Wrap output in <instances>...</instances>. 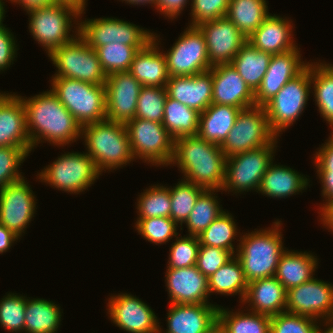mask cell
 <instances>
[{"label":"cell","mask_w":333,"mask_h":333,"mask_svg":"<svg viewBox=\"0 0 333 333\" xmlns=\"http://www.w3.org/2000/svg\"><path fill=\"white\" fill-rule=\"evenodd\" d=\"M315 152L314 165L317 175H333V132Z\"/></svg>","instance_id":"obj_53"},{"label":"cell","mask_w":333,"mask_h":333,"mask_svg":"<svg viewBox=\"0 0 333 333\" xmlns=\"http://www.w3.org/2000/svg\"><path fill=\"white\" fill-rule=\"evenodd\" d=\"M233 256L234 255L228 250L200 245L196 267L208 278Z\"/></svg>","instance_id":"obj_51"},{"label":"cell","mask_w":333,"mask_h":333,"mask_svg":"<svg viewBox=\"0 0 333 333\" xmlns=\"http://www.w3.org/2000/svg\"><path fill=\"white\" fill-rule=\"evenodd\" d=\"M237 227L233 215L224 211L198 236L200 245L219 247L235 255L239 248L233 243L239 237Z\"/></svg>","instance_id":"obj_39"},{"label":"cell","mask_w":333,"mask_h":333,"mask_svg":"<svg viewBox=\"0 0 333 333\" xmlns=\"http://www.w3.org/2000/svg\"><path fill=\"white\" fill-rule=\"evenodd\" d=\"M316 63V64H315ZM311 87L320 116L333 129V66L331 63H310ZM314 91V92H313ZM333 132V131H332Z\"/></svg>","instance_id":"obj_33"},{"label":"cell","mask_w":333,"mask_h":333,"mask_svg":"<svg viewBox=\"0 0 333 333\" xmlns=\"http://www.w3.org/2000/svg\"><path fill=\"white\" fill-rule=\"evenodd\" d=\"M167 96L166 87L142 86L135 118L162 123Z\"/></svg>","instance_id":"obj_45"},{"label":"cell","mask_w":333,"mask_h":333,"mask_svg":"<svg viewBox=\"0 0 333 333\" xmlns=\"http://www.w3.org/2000/svg\"><path fill=\"white\" fill-rule=\"evenodd\" d=\"M169 248L167 268H186L196 265L200 248L198 236H177Z\"/></svg>","instance_id":"obj_48"},{"label":"cell","mask_w":333,"mask_h":333,"mask_svg":"<svg viewBox=\"0 0 333 333\" xmlns=\"http://www.w3.org/2000/svg\"><path fill=\"white\" fill-rule=\"evenodd\" d=\"M10 29L0 28V72H4L17 58L18 45Z\"/></svg>","instance_id":"obj_52"},{"label":"cell","mask_w":333,"mask_h":333,"mask_svg":"<svg viewBox=\"0 0 333 333\" xmlns=\"http://www.w3.org/2000/svg\"><path fill=\"white\" fill-rule=\"evenodd\" d=\"M321 183L323 203L333 201V175H317ZM325 201V202H324Z\"/></svg>","instance_id":"obj_58"},{"label":"cell","mask_w":333,"mask_h":333,"mask_svg":"<svg viewBox=\"0 0 333 333\" xmlns=\"http://www.w3.org/2000/svg\"><path fill=\"white\" fill-rule=\"evenodd\" d=\"M318 260L310 251L286 249L280 257L275 277L287 291L311 280L319 266Z\"/></svg>","instance_id":"obj_30"},{"label":"cell","mask_w":333,"mask_h":333,"mask_svg":"<svg viewBox=\"0 0 333 333\" xmlns=\"http://www.w3.org/2000/svg\"><path fill=\"white\" fill-rule=\"evenodd\" d=\"M144 47L120 43L106 44L97 47L95 50L104 72L109 75L114 72L129 71L135 54Z\"/></svg>","instance_id":"obj_43"},{"label":"cell","mask_w":333,"mask_h":333,"mask_svg":"<svg viewBox=\"0 0 333 333\" xmlns=\"http://www.w3.org/2000/svg\"><path fill=\"white\" fill-rule=\"evenodd\" d=\"M271 13L247 39L255 48L271 55L289 52L298 47L293 37V21Z\"/></svg>","instance_id":"obj_26"},{"label":"cell","mask_w":333,"mask_h":333,"mask_svg":"<svg viewBox=\"0 0 333 333\" xmlns=\"http://www.w3.org/2000/svg\"><path fill=\"white\" fill-rule=\"evenodd\" d=\"M11 93L0 92V147L32 149L25 106L18 94Z\"/></svg>","instance_id":"obj_23"},{"label":"cell","mask_w":333,"mask_h":333,"mask_svg":"<svg viewBox=\"0 0 333 333\" xmlns=\"http://www.w3.org/2000/svg\"><path fill=\"white\" fill-rule=\"evenodd\" d=\"M175 185L173 188L169 187L171 198L170 218L182 227L205 188L184 179H181Z\"/></svg>","instance_id":"obj_41"},{"label":"cell","mask_w":333,"mask_h":333,"mask_svg":"<svg viewBox=\"0 0 333 333\" xmlns=\"http://www.w3.org/2000/svg\"><path fill=\"white\" fill-rule=\"evenodd\" d=\"M37 199L24 178L0 189V224L21 237L35 216Z\"/></svg>","instance_id":"obj_17"},{"label":"cell","mask_w":333,"mask_h":333,"mask_svg":"<svg viewBox=\"0 0 333 333\" xmlns=\"http://www.w3.org/2000/svg\"><path fill=\"white\" fill-rule=\"evenodd\" d=\"M199 116L197 110L167 96L162 124L174 139L197 135Z\"/></svg>","instance_id":"obj_37"},{"label":"cell","mask_w":333,"mask_h":333,"mask_svg":"<svg viewBox=\"0 0 333 333\" xmlns=\"http://www.w3.org/2000/svg\"><path fill=\"white\" fill-rule=\"evenodd\" d=\"M51 91L81 125L106 119L105 85L52 77Z\"/></svg>","instance_id":"obj_6"},{"label":"cell","mask_w":333,"mask_h":333,"mask_svg":"<svg viewBox=\"0 0 333 333\" xmlns=\"http://www.w3.org/2000/svg\"><path fill=\"white\" fill-rule=\"evenodd\" d=\"M198 27L206 39L211 67L231 64L248 39L227 17L203 22Z\"/></svg>","instance_id":"obj_19"},{"label":"cell","mask_w":333,"mask_h":333,"mask_svg":"<svg viewBox=\"0 0 333 333\" xmlns=\"http://www.w3.org/2000/svg\"><path fill=\"white\" fill-rule=\"evenodd\" d=\"M120 1H125L126 4H130V5H146L149 4L150 6L155 7V1L156 0H120Z\"/></svg>","instance_id":"obj_62"},{"label":"cell","mask_w":333,"mask_h":333,"mask_svg":"<svg viewBox=\"0 0 333 333\" xmlns=\"http://www.w3.org/2000/svg\"><path fill=\"white\" fill-rule=\"evenodd\" d=\"M309 178L285 165L274 164L267 168L257 193L270 198H288L302 193L309 185Z\"/></svg>","instance_id":"obj_29"},{"label":"cell","mask_w":333,"mask_h":333,"mask_svg":"<svg viewBox=\"0 0 333 333\" xmlns=\"http://www.w3.org/2000/svg\"><path fill=\"white\" fill-rule=\"evenodd\" d=\"M266 0H229L226 17L248 38L270 14Z\"/></svg>","instance_id":"obj_36"},{"label":"cell","mask_w":333,"mask_h":333,"mask_svg":"<svg viewBox=\"0 0 333 333\" xmlns=\"http://www.w3.org/2000/svg\"><path fill=\"white\" fill-rule=\"evenodd\" d=\"M20 239L13 231L0 224V254L10 250L14 242Z\"/></svg>","instance_id":"obj_56"},{"label":"cell","mask_w":333,"mask_h":333,"mask_svg":"<svg viewBox=\"0 0 333 333\" xmlns=\"http://www.w3.org/2000/svg\"><path fill=\"white\" fill-rule=\"evenodd\" d=\"M321 206L318 208L320 210L319 216L321 220V224H323L324 227H327L326 229L331 231L333 234V201H329L323 204H320Z\"/></svg>","instance_id":"obj_55"},{"label":"cell","mask_w":333,"mask_h":333,"mask_svg":"<svg viewBox=\"0 0 333 333\" xmlns=\"http://www.w3.org/2000/svg\"><path fill=\"white\" fill-rule=\"evenodd\" d=\"M271 56L270 53L258 50L247 41L235 55L231 64L250 89L255 92L267 72Z\"/></svg>","instance_id":"obj_34"},{"label":"cell","mask_w":333,"mask_h":333,"mask_svg":"<svg viewBox=\"0 0 333 333\" xmlns=\"http://www.w3.org/2000/svg\"><path fill=\"white\" fill-rule=\"evenodd\" d=\"M277 136L270 130L265 108L252 106L240 110L227 138L220 145L226 158L270 145Z\"/></svg>","instance_id":"obj_13"},{"label":"cell","mask_w":333,"mask_h":333,"mask_svg":"<svg viewBox=\"0 0 333 333\" xmlns=\"http://www.w3.org/2000/svg\"><path fill=\"white\" fill-rule=\"evenodd\" d=\"M166 291L170 304H212L208 300V278L196 265L186 268H167Z\"/></svg>","instance_id":"obj_21"},{"label":"cell","mask_w":333,"mask_h":333,"mask_svg":"<svg viewBox=\"0 0 333 333\" xmlns=\"http://www.w3.org/2000/svg\"><path fill=\"white\" fill-rule=\"evenodd\" d=\"M310 62L269 100L265 108L270 130L279 138L304 112L311 91Z\"/></svg>","instance_id":"obj_9"},{"label":"cell","mask_w":333,"mask_h":333,"mask_svg":"<svg viewBox=\"0 0 333 333\" xmlns=\"http://www.w3.org/2000/svg\"><path fill=\"white\" fill-rule=\"evenodd\" d=\"M216 192L218 189H205L198 197L193 210L184 223L187 227V235L199 236L224 210Z\"/></svg>","instance_id":"obj_38"},{"label":"cell","mask_w":333,"mask_h":333,"mask_svg":"<svg viewBox=\"0 0 333 333\" xmlns=\"http://www.w3.org/2000/svg\"><path fill=\"white\" fill-rule=\"evenodd\" d=\"M212 103L242 109L255 106L254 92L232 64L212 67Z\"/></svg>","instance_id":"obj_22"},{"label":"cell","mask_w":333,"mask_h":333,"mask_svg":"<svg viewBox=\"0 0 333 333\" xmlns=\"http://www.w3.org/2000/svg\"><path fill=\"white\" fill-rule=\"evenodd\" d=\"M62 313L60 306L53 301L27 297L25 333H57Z\"/></svg>","instance_id":"obj_32"},{"label":"cell","mask_w":333,"mask_h":333,"mask_svg":"<svg viewBox=\"0 0 333 333\" xmlns=\"http://www.w3.org/2000/svg\"><path fill=\"white\" fill-rule=\"evenodd\" d=\"M48 57L56 67L52 77H66L95 85L106 83L107 75L96 50L79 35L71 42L52 50Z\"/></svg>","instance_id":"obj_10"},{"label":"cell","mask_w":333,"mask_h":333,"mask_svg":"<svg viewBox=\"0 0 333 333\" xmlns=\"http://www.w3.org/2000/svg\"><path fill=\"white\" fill-rule=\"evenodd\" d=\"M158 37L160 35L153 33L152 40L135 54L129 68V72L142 86L166 87L170 78Z\"/></svg>","instance_id":"obj_27"},{"label":"cell","mask_w":333,"mask_h":333,"mask_svg":"<svg viewBox=\"0 0 333 333\" xmlns=\"http://www.w3.org/2000/svg\"><path fill=\"white\" fill-rule=\"evenodd\" d=\"M278 137L268 146L249 150L226 158L222 192L242 194L258 191L263 175L275 160Z\"/></svg>","instance_id":"obj_8"},{"label":"cell","mask_w":333,"mask_h":333,"mask_svg":"<svg viewBox=\"0 0 333 333\" xmlns=\"http://www.w3.org/2000/svg\"><path fill=\"white\" fill-rule=\"evenodd\" d=\"M79 16V36L93 49L106 44H124L129 46H146L154 32L142 28L130 21L113 17L81 19Z\"/></svg>","instance_id":"obj_12"},{"label":"cell","mask_w":333,"mask_h":333,"mask_svg":"<svg viewBox=\"0 0 333 333\" xmlns=\"http://www.w3.org/2000/svg\"><path fill=\"white\" fill-rule=\"evenodd\" d=\"M282 224L281 220L276 219L271 228L239 234V248L235 256L242 265L248 283L275 276L280 257L286 251L282 241Z\"/></svg>","instance_id":"obj_3"},{"label":"cell","mask_w":333,"mask_h":333,"mask_svg":"<svg viewBox=\"0 0 333 333\" xmlns=\"http://www.w3.org/2000/svg\"><path fill=\"white\" fill-rule=\"evenodd\" d=\"M26 14L30 19L28 20L30 35L44 48L47 55L79 35L80 12L72 6L56 3L31 10Z\"/></svg>","instance_id":"obj_5"},{"label":"cell","mask_w":333,"mask_h":333,"mask_svg":"<svg viewBox=\"0 0 333 333\" xmlns=\"http://www.w3.org/2000/svg\"><path fill=\"white\" fill-rule=\"evenodd\" d=\"M134 227L143 239L155 245H161L169 242L172 237L179 236L177 229L180 226L170 217H156L137 219Z\"/></svg>","instance_id":"obj_46"},{"label":"cell","mask_w":333,"mask_h":333,"mask_svg":"<svg viewBox=\"0 0 333 333\" xmlns=\"http://www.w3.org/2000/svg\"><path fill=\"white\" fill-rule=\"evenodd\" d=\"M205 333H229L221 321L217 318Z\"/></svg>","instance_id":"obj_60"},{"label":"cell","mask_w":333,"mask_h":333,"mask_svg":"<svg viewBox=\"0 0 333 333\" xmlns=\"http://www.w3.org/2000/svg\"><path fill=\"white\" fill-rule=\"evenodd\" d=\"M132 155L152 166H168L174 153V138L162 123L133 118L126 124Z\"/></svg>","instance_id":"obj_11"},{"label":"cell","mask_w":333,"mask_h":333,"mask_svg":"<svg viewBox=\"0 0 333 333\" xmlns=\"http://www.w3.org/2000/svg\"><path fill=\"white\" fill-rule=\"evenodd\" d=\"M224 155L219 145L198 135L174 139V153L169 166H176L184 180L205 189L222 190L225 177Z\"/></svg>","instance_id":"obj_2"},{"label":"cell","mask_w":333,"mask_h":333,"mask_svg":"<svg viewBox=\"0 0 333 333\" xmlns=\"http://www.w3.org/2000/svg\"><path fill=\"white\" fill-rule=\"evenodd\" d=\"M286 311L318 322L333 318V284L314 276L287 290Z\"/></svg>","instance_id":"obj_16"},{"label":"cell","mask_w":333,"mask_h":333,"mask_svg":"<svg viewBox=\"0 0 333 333\" xmlns=\"http://www.w3.org/2000/svg\"><path fill=\"white\" fill-rule=\"evenodd\" d=\"M287 291L275 276L256 279L248 283L242 305L249 311L273 316L286 311Z\"/></svg>","instance_id":"obj_28"},{"label":"cell","mask_w":333,"mask_h":333,"mask_svg":"<svg viewBox=\"0 0 333 333\" xmlns=\"http://www.w3.org/2000/svg\"><path fill=\"white\" fill-rule=\"evenodd\" d=\"M301 55L300 48L297 47L289 52L271 56L267 72L254 92L256 106L263 107L289 80L308 66L309 62L303 61Z\"/></svg>","instance_id":"obj_20"},{"label":"cell","mask_w":333,"mask_h":333,"mask_svg":"<svg viewBox=\"0 0 333 333\" xmlns=\"http://www.w3.org/2000/svg\"><path fill=\"white\" fill-rule=\"evenodd\" d=\"M190 26L226 17L229 0H191Z\"/></svg>","instance_id":"obj_50"},{"label":"cell","mask_w":333,"mask_h":333,"mask_svg":"<svg viewBox=\"0 0 333 333\" xmlns=\"http://www.w3.org/2000/svg\"><path fill=\"white\" fill-rule=\"evenodd\" d=\"M323 321V322H322ZM323 323V324H322ZM325 327L324 328V331L323 329L321 330V327L319 326H322V325ZM319 326H317V330H316V333H333V318H330V319H322L320 322H319Z\"/></svg>","instance_id":"obj_61"},{"label":"cell","mask_w":333,"mask_h":333,"mask_svg":"<svg viewBox=\"0 0 333 333\" xmlns=\"http://www.w3.org/2000/svg\"><path fill=\"white\" fill-rule=\"evenodd\" d=\"M237 311L221 305L218 307V319L229 333H270V316L249 310L247 313L240 309Z\"/></svg>","instance_id":"obj_40"},{"label":"cell","mask_w":333,"mask_h":333,"mask_svg":"<svg viewBox=\"0 0 333 333\" xmlns=\"http://www.w3.org/2000/svg\"><path fill=\"white\" fill-rule=\"evenodd\" d=\"M94 161L86 152H65L36 176L40 182L70 194L88 190L99 179Z\"/></svg>","instance_id":"obj_7"},{"label":"cell","mask_w":333,"mask_h":333,"mask_svg":"<svg viewBox=\"0 0 333 333\" xmlns=\"http://www.w3.org/2000/svg\"><path fill=\"white\" fill-rule=\"evenodd\" d=\"M104 85L106 119L126 124L135 118L141 83L129 71H123L107 75Z\"/></svg>","instance_id":"obj_18"},{"label":"cell","mask_w":333,"mask_h":333,"mask_svg":"<svg viewBox=\"0 0 333 333\" xmlns=\"http://www.w3.org/2000/svg\"><path fill=\"white\" fill-rule=\"evenodd\" d=\"M318 322L287 311L271 316L270 333H316Z\"/></svg>","instance_id":"obj_49"},{"label":"cell","mask_w":333,"mask_h":333,"mask_svg":"<svg viewBox=\"0 0 333 333\" xmlns=\"http://www.w3.org/2000/svg\"><path fill=\"white\" fill-rule=\"evenodd\" d=\"M81 139H84L86 153L94 161L102 174L123 168L135 161L124 123L108 119L82 126Z\"/></svg>","instance_id":"obj_4"},{"label":"cell","mask_w":333,"mask_h":333,"mask_svg":"<svg viewBox=\"0 0 333 333\" xmlns=\"http://www.w3.org/2000/svg\"><path fill=\"white\" fill-rule=\"evenodd\" d=\"M240 108L212 103L199 116L197 135L207 142L221 145L235 124Z\"/></svg>","instance_id":"obj_31"},{"label":"cell","mask_w":333,"mask_h":333,"mask_svg":"<svg viewBox=\"0 0 333 333\" xmlns=\"http://www.w3.org/2000/svg\"><path fill=\"white\" fill-rule=\"evenodd\" d=\"M215 304H170L167 313V329L158 333H205L218 318Z\"/></svg>","instance_id":"obj_25"},{"label":"cell","mask_w":333,"mask_h":333,"mask_svg":"<svg viewBox=\"0 0 333 333\" xmlns=\"http://www.w3.org/2000/svg\"><path fill=\"white\" fill-rule=\"evenodd\" d=\"M166 91L169 98L202 113L212 104V68L192 76L170 77Z\"/></svg>","instance_id":"obj_24"},{"label":"cell","mask_w":333,"mask_h":333,"mask_svg":"<svg viewBox=\"0 0 333 333\" xmlns=\"http://www.w3.org/2000/svg\"><path fill=\"white\" fill-rule=\"evenodd\" d=\"M106 308L111 322L128 333H158V316L151 307L132 294L110 295Z\"/></svg>","instance_id":"obj_15"},{"label":"cell","mask_w":333,"mask_h":333,"mask_svg":"<svg viewBox=\"0 0 333 333\" xmlns=\"http://www.w3.org/2000/svg\"><path fill=\"white\" fill-rule=\"evenodd\" d=\"M248 282L245 279L242 265L234 255L224 265H222L214 274L208 277V289L211 294L221 295H239L242 303Z\"/></svg>","instance_id":"obj_35"},{"label":"cell","mask_w":333,"mask_h":333,"mask_svg":"<svg viewBox=\"0 0 333 333\" xmlns=\"http://www.w3.org/2000/svg\"><path fill=\"white\" fill-rule=\"evenodd\" d=\"M15 5H21L24 11L29 12L34 9H38L41 7H47L55 3V0H8Z\"/></svg>","instance_id":"obj_57"},{"label":"cell","mask_w":333,"mask_h":333,"mask_svg":"<svg viewBox=\"0 0 333 333\" xmlns=\"http://www.w3.org/2000/svg\"><path fill=\"white\" fill-rule=\"evenodd\" d=\"M19 96L26 110L32 150L45 141L64 147L81 139L82 126L51 91V87L35 96Z\"/></svg>","instance_id":"obj_1"},{"label":"cell","mask_w":333,"mask_h":333,"mask_svg":"<svg viewBox=\"0 0 333 333\" xmlns=\"http://www.w3.org/2000/svg\"><path fill=\"white\" fill-rule=\"evenodd\" d=\"M31 151L32 149L14 146L0 147V189L25 178L19 167Z\"/></svg>","instance_id":"obj_47"},{"label":"cell","mask_w":333,"mask_h":333,"mask_svg":"<svg viewBox=\"0 0 333 333\" xmlns=\"http://www.w3.org/2000/svg\"><path fill=\"white\" fill-rule=\"evenodd\" d=\"M27 296L9 292L0 300V326L11 333L25 332Z\"/></svg>","instance_id":"obj_44"},{"label":"cell","mask_w":333,"mask_h":333,"mask_svg":"<svg viewBox=\"0 0 333 333\" xmlns=\"http://www.w3.org/2000/svg\"><path fill=\"white\" fill-rule=\"evenodd\" d=\"M5 2L0 0V28H2L5 24H3L4 17H5Z\"/></svg>","instance_id":"obj_63"},{"label":"cell","mask_w":333,"mask_h":333,"mask_svg":"<svg viewBox=\"0 0 333 333\" xmlns=\"http://www.w3.org/2000/svg\"><path fill=\"white\" fill-rule=\"evenodd\" d=\"M189 0H156L155 10L166 18L174 20L182 13ZM186 5V6H185Z\"/></svg>","instance_id":"obj_54"},{"label":"cell","mask_w":333,"mask_h":333,"mask_svg":"<svg viewBox=\"0 0 333 333\" xmlns=\"http://www.w3.org/2000/svg\"><path fill=\"white\" fill-rule=\"evenodd\" d=\"M164 52L170 77L192 76L212 68L206 39L198 26L188 25L173 46Z\"/></svg>","instance_id":"obj_14"},{"label":"cell","mask_w":333,"mask_h":333,"mask_svg":"<svg viewBox=\"0 0 333 333\" xmlns=\"http://www.w3.org/2000/svg\"><path fill=\"white\" fill-rule=\"evenodd\" d=\"M87 0H55L57 4H65L74 7L79 12H85Z\"/></svg>","instance_id":"obj_59"},{"label":"cell","mask_w":333,"mask_h":333,"mask_svg":"<svg viewBox=\"0 0 333 333\" xmlns=\"http://www.w3.org/2000/svg\"><path fill=\"white\" fill-rule=\"evenodd\" d=\"M145 189L137 198V219L170 217L171 198L169 187L155 184Z\"/></svg>","instance_id":"obj_42"}]
</instances>
